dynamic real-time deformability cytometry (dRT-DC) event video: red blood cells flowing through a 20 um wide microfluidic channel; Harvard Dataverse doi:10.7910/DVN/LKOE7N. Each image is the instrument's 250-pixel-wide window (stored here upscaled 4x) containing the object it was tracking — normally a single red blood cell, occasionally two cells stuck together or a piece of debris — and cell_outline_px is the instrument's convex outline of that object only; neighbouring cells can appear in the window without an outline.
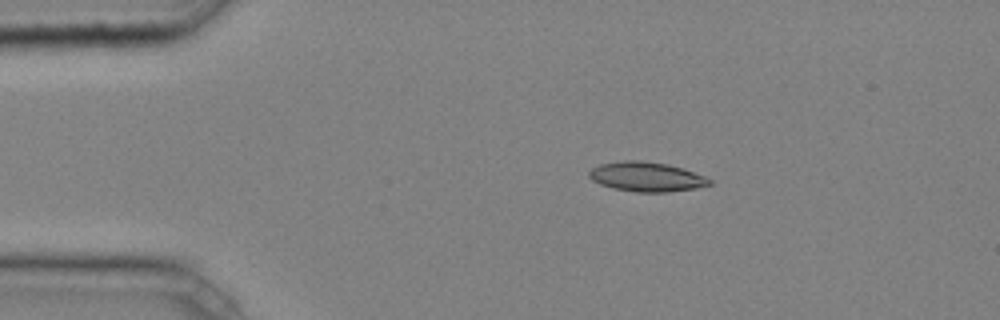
{"species": "common noctule bat (a hibernating species)", "species_latin": "Nyctalus noctula", "temperature_condition": "cold", "stored_images_in_passage": 2, "camera_frame_rate_fps": 3000, "um_per_image_px": 0.085, "animal": {"sex": "male", "body_mass_g": 20.4}, "frame": {"image": 1, "passage_image": 1, "time_ms": 0.0, "image_size_px": [1000, 320], "cell_outline_px": [[712, 184], [696, 188], [668, 192], [636, 192], [612, 188], [600, 184], [592, 180], [588, 176], [588, 172], [592, 168], [600, 164], [624, 160], [640, 160], [668, 164], [684, 168], [704, 176], [712, 180]], "centroid_in_image_um": [54.95, 15.02], "position_along_channel_um": 30.0, "area_um2": 20.87}}